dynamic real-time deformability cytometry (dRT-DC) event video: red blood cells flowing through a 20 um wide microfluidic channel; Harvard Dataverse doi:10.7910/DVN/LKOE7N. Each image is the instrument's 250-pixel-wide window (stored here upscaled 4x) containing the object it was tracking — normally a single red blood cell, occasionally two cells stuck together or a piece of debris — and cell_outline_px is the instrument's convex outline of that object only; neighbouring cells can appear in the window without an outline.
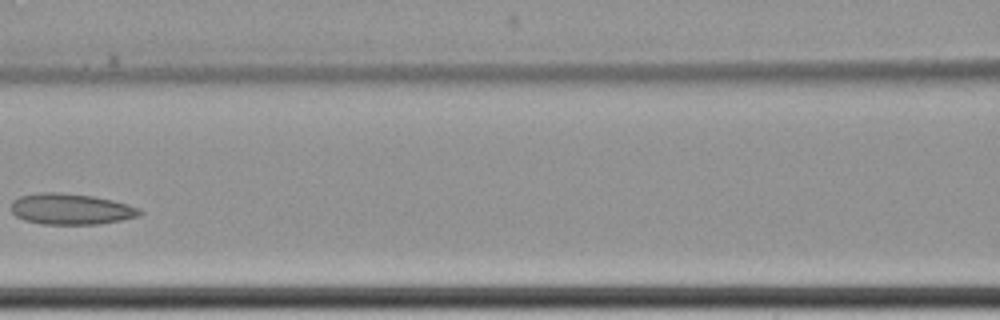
{"species": "common noctule bat (a hibernating species)", "species_latin": "Nyctalus noctula", "temperature_condition": "cold", "stored_images_in_passage": 4, "camera_frame_rate_fps": 3000, "um_per_image_px": 0.085, "animal": {"sex": "female", "body_mass_g": 22.7, "forearm_length_mm": 54.2}, "frame": {"image": 1, "passage_image": 3, "time_ms": 2.667, "image_size_px": [1000, 320], "cell_outline_px": [[144, 212], [140, 216], [120, 220], [96, 224], [40, 224], [24, 220], [16, 216], [12, 212], [12, 200], [20, 196], [40, 192], [56, 192], [92, 196], [112, 200], [128, 204], [140, 208]], "centroid_in_image_um": [6.03, 17.77], "position_along_channel_um": 160.6, "area_um2": 23.24}}
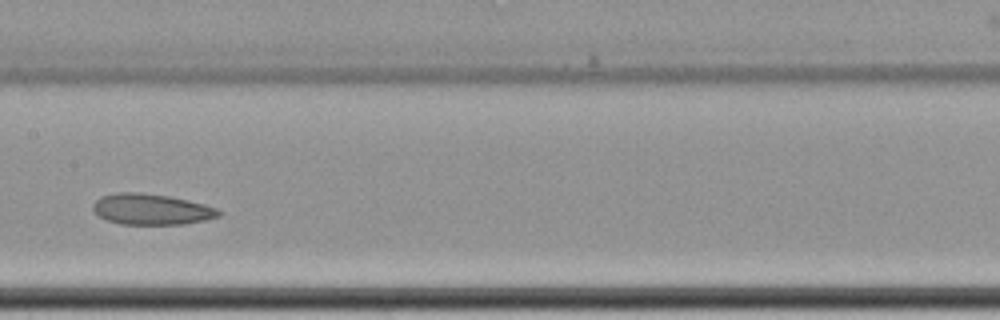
{"frame": {"image": 2, "passage_image": 4, "time_ms": 3.667, "image_size_px": [1000, 320], "cell_outline_px": [[224, 212], [220, 216], [204, 220], [184, 224], [120, 224], [108, 220], [100, 216], [92, 208], [92, 204], [100, 196], [116, 192], [140, 192], [168, 196], [188, 200], [204, 204], [216, 208]], "centroid_in_image_um": [12.88, 17.78], "position_along_channel_um": 194.5, "area_um2": 22.66}}